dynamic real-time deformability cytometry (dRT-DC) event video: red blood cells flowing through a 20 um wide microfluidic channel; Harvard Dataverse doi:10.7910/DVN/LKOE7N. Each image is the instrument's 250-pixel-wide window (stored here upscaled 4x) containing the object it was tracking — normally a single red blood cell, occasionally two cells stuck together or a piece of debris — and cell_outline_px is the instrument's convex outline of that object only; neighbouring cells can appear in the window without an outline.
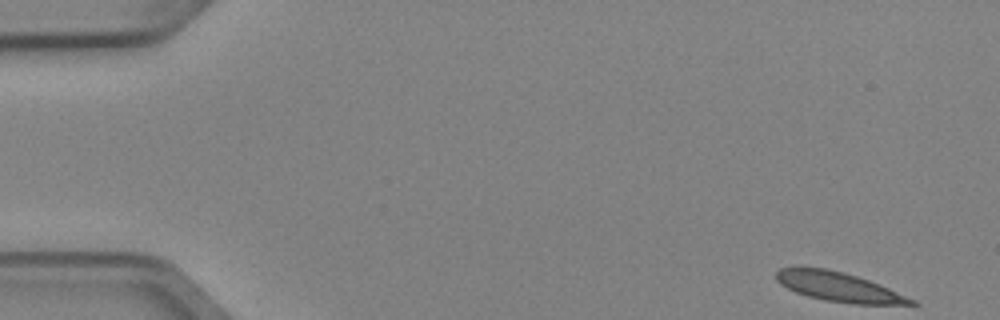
{"species": "Egyptian fruit bat (a non-hibernating species)", "species_latin": "Rousettus aegyptiacus", "temperature_condition": "cold", "stored_images_in_passage": 5, "camera_frame_rate_fps": 3000, "um_per_image_px": 0.085, "animal": {"sex": "female"}, "frame": {"image": 1, "passage_image": 1, "time_ms": 0.0, "image_size_px": [1000, 320], "cell_outline_px": [[920, 304], [852, 304], [824, 300], [808, 296], [796, 292], [780, 284], [776, 280], [776, 272], [780, 268], [824, 268], [844, 272], [868, 280], [888, 288], [916, 300]], "centroid_in_image_um": [71.29, 24.39], "position_along_channel_um": 13.7, "area_um2": 22.72}}
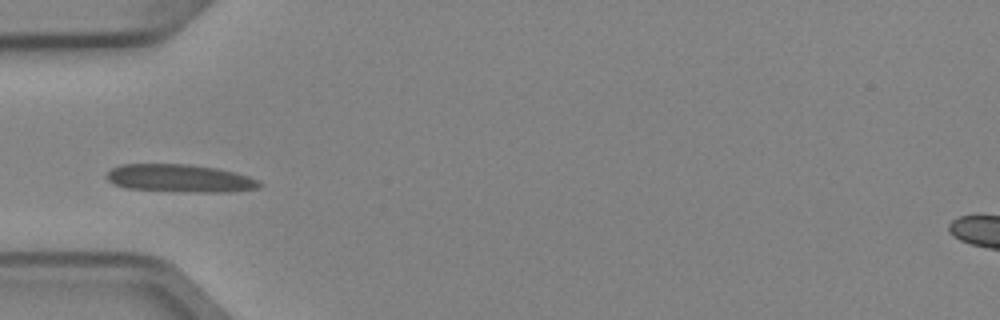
{"frame": {"image": 2, "passage_image": 4, "time_ms": 1.0, "image_size_px": [1000, 320], "cell_outline_px": [[264, 184], [260, 188], [232, 192], [196, 192], [128, 188], [112, 184], [104, 176], [112, 168], [120, 164], [188, 164], [216, 168], [248, 176]], "centroid_in_image_um": [15.28, 15.16], "position_along_channel_um": 69.7, "area_um2": 24.74}}
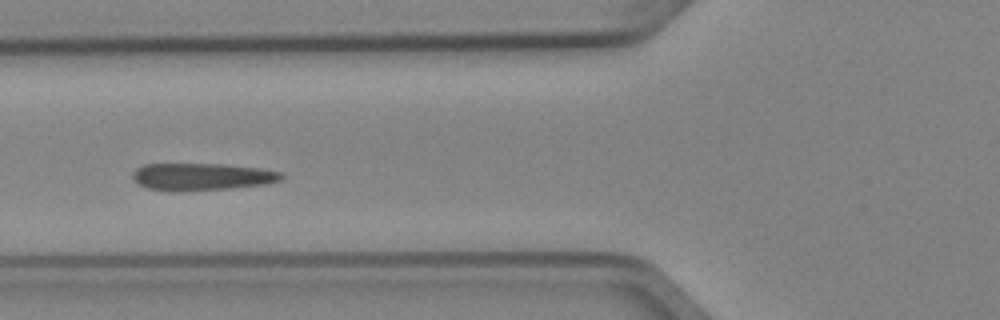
{"frame": {"image": 3, "passage_image": 5, "time_ms": 1.333, "image_size_px": [1000, 320], "cell_outline_px": [[284, 176], [280, 180], [268, 184], [232, 188], [180, 192], [168, 192], [148, 188], [132, 180], [132, 172], [136, 168], [144, 164], [224, 164], [260, 168], [280, 172]], "centroid_in_image_um": [17.12, 15.03], "position_along_channel_um": 108.7, "area_um2": 23.99}}